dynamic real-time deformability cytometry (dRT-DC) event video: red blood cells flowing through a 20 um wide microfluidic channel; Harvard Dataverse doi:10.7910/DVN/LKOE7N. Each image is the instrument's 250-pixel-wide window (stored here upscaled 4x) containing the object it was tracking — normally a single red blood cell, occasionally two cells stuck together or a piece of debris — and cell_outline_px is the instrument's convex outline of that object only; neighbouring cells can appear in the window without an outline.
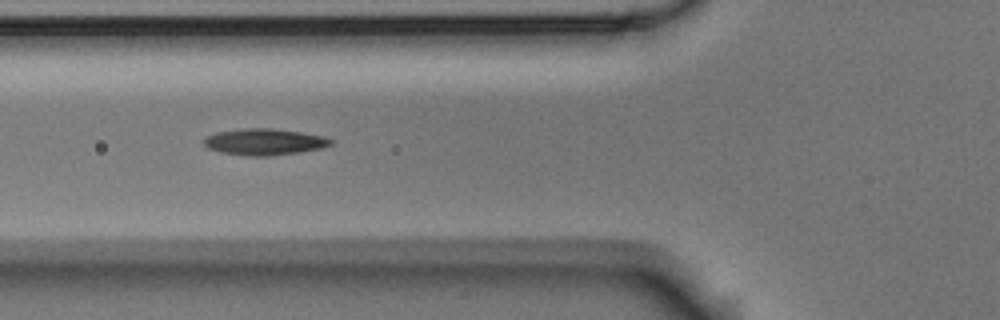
{"species": "Egyptian fruit bat (a non-hibernating species)", "species_latin": "Rousettus aegyptiacus", "temperature_condition": "room temperature", "stored_images_in_passage": 11, "camera_frame_rate_fps": 3000, "um_per_image_px": 0.085, "animal": {"sex": "male"}, "frame": {"image": 1, "passage_image": 4, "time_ms": 4.333, "image_size_px": [1000, 320], "cell_outline_px": [[336, 140], [332, 144], [320, 148], [300, 152], [268, 156], [248, 156], [220, 152], [208, 148], [204, 144], [204, 140], [208, 136], [216, 132], [244, 128], [272, 128], [300, 132], [324, 136]], "centroid_in_image_um": [22.5, 12.05], "position_along_channel_um": 103.3, "area_um2": 19.54}}
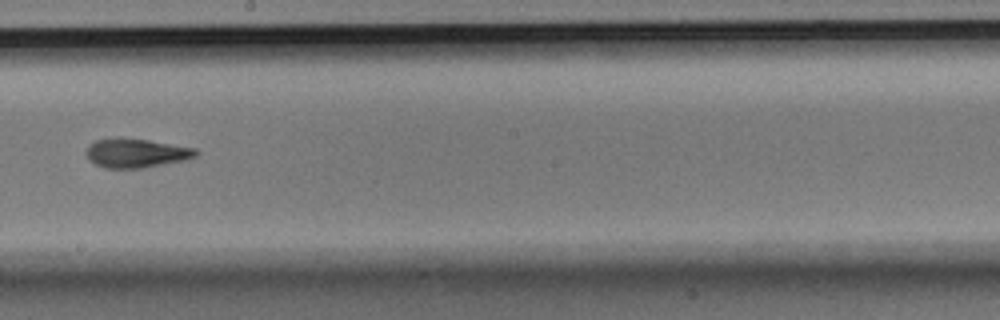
{"frame": {"image": 2, "passage_image": 7, "time_ms": 8.0, "image_size_px": [1000, 320], "cell_outline_px": [[200, 152], [196, 156], [188, 160], [144, 168], [104, 168], [88, 160], [84, 152], [88, 144], [96, 140], [116, 136], [120, 136], [148, 140], [196, 148]], "centroid_in_image_um": [11.55, 13.0], "position_along_channel_um": 236.6, "area_um2": 19.19}}
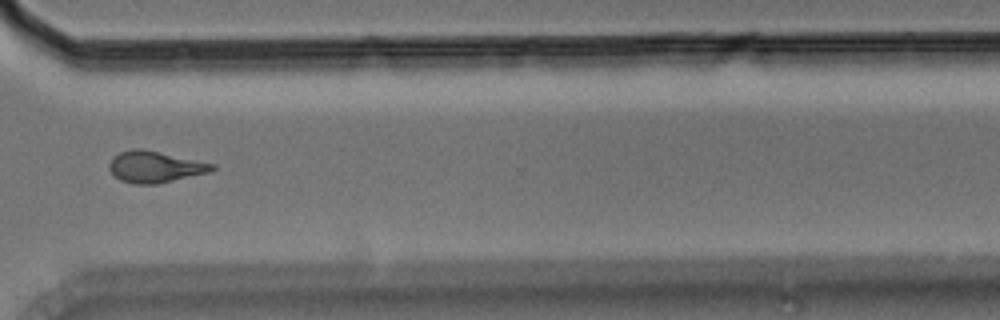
{"frame": {"image": 3, "passage_image": 10, "time_ms": 11.333, "image_size_px": [1000, 320], "cell_outline_px": [[216, 168], [212, 172], [156, 184], [136, 184], [120, 180], [112, 176], [108, 168], [108, 164], [112, 156], [120, 152], [132, 148], [140, 148], [216, 164]], "centroid_in_image_um": [13.15, 14.18], "position_along_channel_um": 357.5, "area_um2": 19.07}, "authors_computed_cell_mechanics": {"area_um2": 19.074, "velocity_mm_per_s": 3.6317, "shape_relaxation_time_tau1_ms": null, "shape_relaxation_time_tau2_ms": 3.3404, "deformation_change_tau1": null, "deformation_change_tau2": 0.0993}}